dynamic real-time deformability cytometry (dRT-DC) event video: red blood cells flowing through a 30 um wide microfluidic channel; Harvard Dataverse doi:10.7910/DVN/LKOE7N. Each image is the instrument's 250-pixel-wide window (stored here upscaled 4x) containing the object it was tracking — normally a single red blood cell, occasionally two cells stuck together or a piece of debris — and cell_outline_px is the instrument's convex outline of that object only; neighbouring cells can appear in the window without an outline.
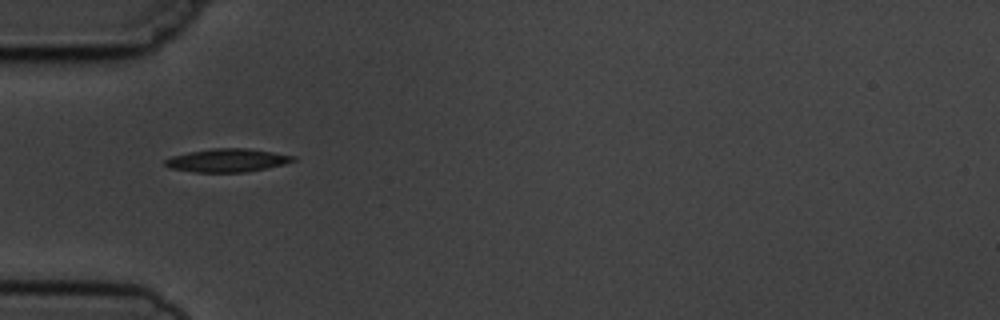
{"species": "common noctule bat (a hibernating species)", "species_latin": "Nyctalus noctula", "temperature_condition": "cold", "stored_images_in_passage": 4, "camera_frame_rate_fps": 3000, "um_per_image_px": 0.085, "animal": {"sex": "male", "body_mass_g": 19.5, "forearm_length_mm": 54.6}, "frame": {"image": 1, "passage_image": 1, "time_ms": 0.0, "image_size_px": [1000, 320], "cell_outline_px": [[296, 160], [284, 164], [268, 168], [244, 172], [196, 172], [168, 168], [164, 164], [164, 160], [172, 156], [188, 152], [212, 148], [248, 148], [296, 156]], "centroid_in_image_um": [19.31, 13.62], "position_along_channel_um": 65.7, "area_um2": 17.4}}
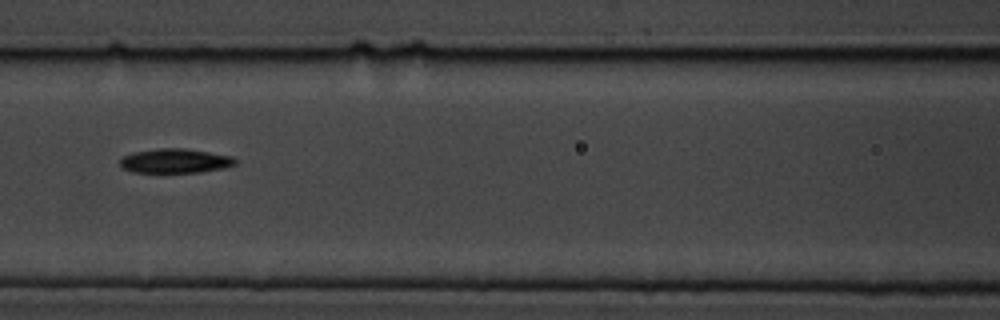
{"frame": {"image": 2, "passage_image": 3, "time_ms": 2.333, "image_size_px": [1000, 320], "cell_outline_px": [[236, 164], [224, 168], [200, 172], [132, 172], [124, 168], [120, 164], [120, 160], [124, 156], [132, 152], [156, 148], [184, 148], [232, 156], [236, 160]], "centroid_in_image_um": [14.89, 13.67], "position_along_channel_um": 151.7, "area_um2": 16.3}}
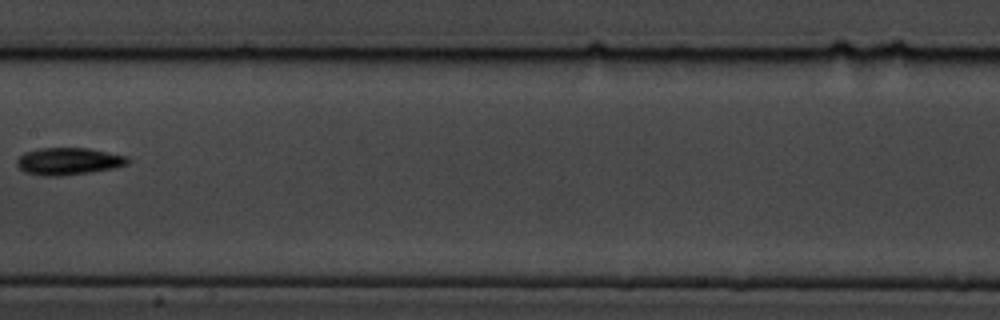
{"frame": {"image": 3, "passage_image": 4, "time_ms": 3.667, "image_size_px": [1000, 320], "cell_outline_px": [[132, 160], [128, 164], [112, 168], [92, 172], [60, 176], [40, 176], [24, 172], [16, 164], [16, 160], [24, 152], [40, 148], [88, 148], [128, 156]], "centroid_in_image_um": [5.82, 13.71], "position_along_channel_um": 201.6, "area_um2": 17.74}}